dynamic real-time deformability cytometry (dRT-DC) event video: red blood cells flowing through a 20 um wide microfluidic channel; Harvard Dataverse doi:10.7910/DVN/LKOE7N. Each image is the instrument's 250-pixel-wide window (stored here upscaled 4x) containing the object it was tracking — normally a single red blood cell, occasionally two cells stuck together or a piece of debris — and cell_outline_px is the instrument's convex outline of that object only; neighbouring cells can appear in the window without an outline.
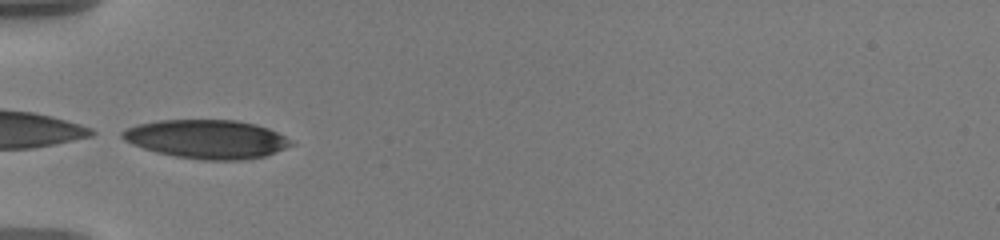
{"species": "human", "species_latin": "Homo sapiens", "temperature_condition": "warm", "stored_images_in_passage": 25, "camera_frame_rate_fps": 3000, "um_per_image_px": 0.085, "donor": {"sex": "male"}, "frame": {"image": 1, "passage_image": 1, "time_ms": 0.0, "image_size_px": [1000, 240], "cell_outline_px": [[296, 144], [264, 156], [240, 160], [200, 160], [176, 156], [156, 152], [132, 144], [124, 140], [120, 136], [120, 132], [136, 124], [160, 120], [236, 120], [256, 124], [268, 128], [292, 140]], "centroid_in_image_um": [17.57, 11.82], "position_along_channel_um": 67.4, "area_um2": 38.09}}
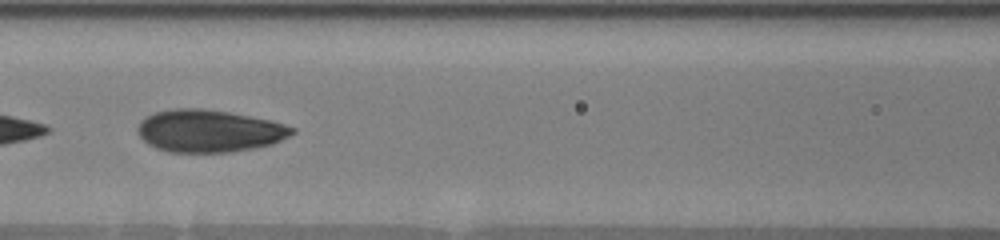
{"frame": {"image": 2, "passage_image": 8, "time_ms": 2.333, "image_size_px": [1000, 240], "cell_outline_px": [[296, 132], [272, 144], [252, 148], [228, 152], [168, 152], [156, 148], [148, 144], [140, 136], [136, 128], [140, 120], [144, 116], [156, 112], [172, 108], [204, 108], [228, 112], [272, 120], [296, 128]], "centroid_in_image_um": [17.75, 11.12], "position_along_channel_um": 148.9, "area_um2": 38.26}}
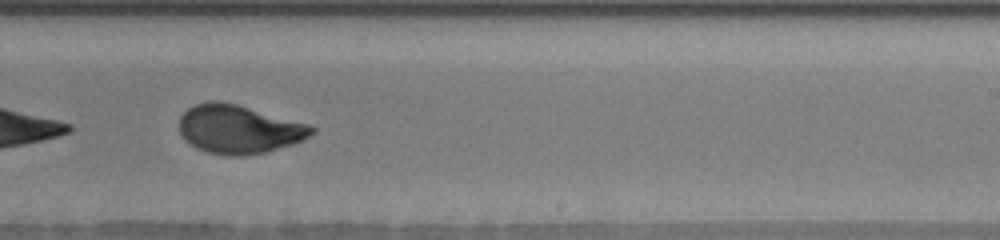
{"frame": {"image": 3, "passage_image": 18, "time_ms": 5.667, "image_size_px": [1000, 240], "cell_outline_px": [[316, 132], [304, 140], [292, 144], [264, 152], [244, 156], [236, 156], [208, 152], [196, 148], [184, 140], [180, 132], [180, 116], [188, 108], [196, 104], [208, 100], [220, 100], [236, 104], [308, 124], [316, 128]], "centroid_in_image_um": [20.3, 10.98], "position_along_channel_um": 268.7, "area_um2": 37.4}}